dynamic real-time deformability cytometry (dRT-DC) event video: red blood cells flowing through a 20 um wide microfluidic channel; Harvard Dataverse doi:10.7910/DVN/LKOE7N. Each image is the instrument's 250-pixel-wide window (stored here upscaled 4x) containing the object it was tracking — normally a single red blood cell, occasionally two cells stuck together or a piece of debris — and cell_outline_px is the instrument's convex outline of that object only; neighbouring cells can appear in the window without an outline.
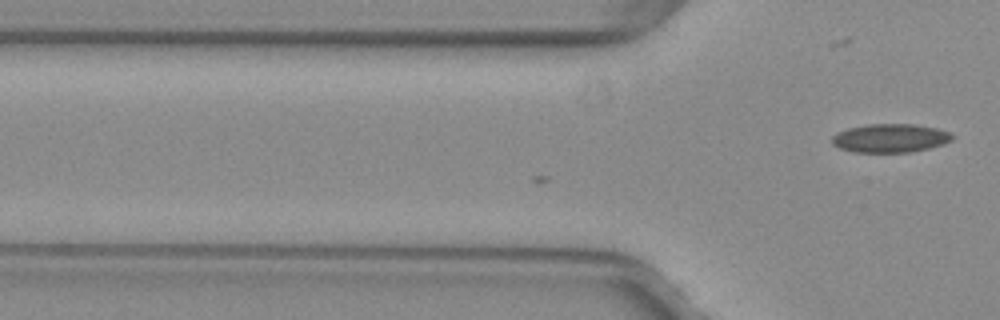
{"species": "common noctule bat (a hibernating species)", "species_latin": "Nyctalus noctula", "temperature_condition": "warm", "stored_images_in_passage": 6, "camera_frame_rate_fps": 3000, "um_per_image_px": 0.085, "animal": {"sex": "female", "body_mass_g": 29.2, "forearm_length_mm": 56.3}, "frame": {"image": 1, "passage_image": 6, "time_ms": 1.667, "image_size_px": [1000, 320], "cell_outline_px": [[956, 136], [952, 140], [944, 144], [912, 152], [852, 152], [840, 148], [832, 144], [832, 136], [836, 132], [848, 128], [868, 124], [912, 124], [936, 128], [952, 132]], "centroid_in_image_um": [75.69, 11.74], "position_along_channel_um": 50.1, "area_um2": 20.23}}